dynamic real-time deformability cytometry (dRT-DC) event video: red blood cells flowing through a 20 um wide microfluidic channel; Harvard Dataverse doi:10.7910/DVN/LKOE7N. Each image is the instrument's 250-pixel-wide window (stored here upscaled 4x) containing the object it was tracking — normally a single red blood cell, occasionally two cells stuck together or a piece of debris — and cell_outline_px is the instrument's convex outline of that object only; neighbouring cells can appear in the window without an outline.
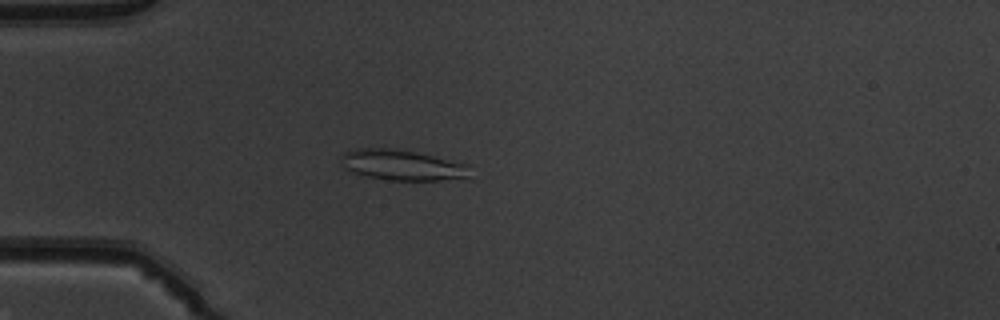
{"species": "common noctule bat (a hibernating species)", "species_latin": "Nyctalus noctula", "temperature_condition": "warm", "stored_images_in_passage": 43, "camera_frame_rate_fps": 3000, "um_per_image_px": 0.085, "animal": {"sex": "male", "body_mass_g": 19.5, "forearm_length_mm": 54.6}, "frame": {"image": 1, "passage_image": 7, "time_ms": 2.0, "image_size_px": [1000, 320], "cell_outline_px": [[468, 176], [440, 180], [388, 180], [368, 176], [352, 172], [344, 168], [344, 152], [356, 148], [388, 148], [412, 152], [432, 156], [468, 164]], "centroid_in_image_um": [34.15, 14.03], "position_along_channel_um": 50.8, "area_um2": 22.2}}
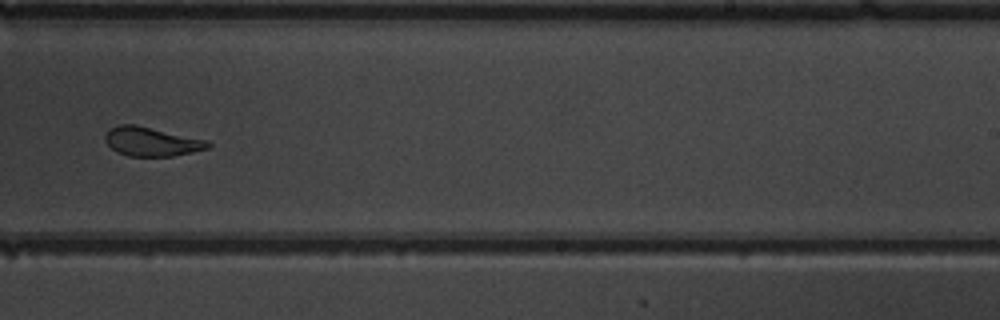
{"frame": {"image": 2, "passage_image": 25, "time_ms": 8.0, "image_size_px": [1000, 320], "cell_outline_px": [[212, 144], [208, 148], [192, 152], [172, 156], [128, 156], [116, 152], [104, 140], [104, 136], [108, 128], [116, 124], [136, 124], [208, 140]], "centroid_in_image_um": [12.85, 12.02], "position_along_channel_um": 276.2, "area_um2": 17.63}}
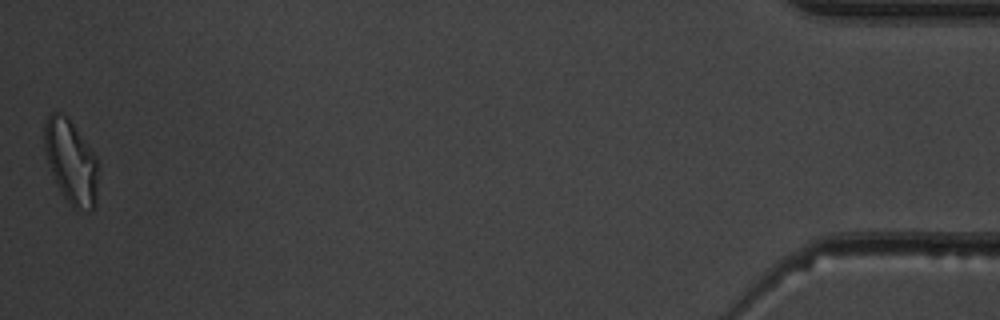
{"frame": {"image": 3, "passage_image": 43, "time_ms": 14.0, "image_size_px": [1000, 320], "cell_outline_px": [[96, 204], [92, 212], [76, 212], [64, 196], [52, 172], [44, 148], [44, 124], [48, 116], [52, 112], [60, 112], [68, 116], [96, 156]], "centroid_in_image_um": [6.04, 13.76], "position_along_channel_um": 429.2, "area_um2": 26.07}, "authors_computed_cell_mechanics": {"area_um2": 19.0162, "velocity_mm_per_s": 4.005, "shape_relaxation_time_tau1_ms": null, "shape_relaxation_time_tau2_ms": 1.6071, "deformation_change_tau1": null, "deformation_change_tau2": 0.0981}}